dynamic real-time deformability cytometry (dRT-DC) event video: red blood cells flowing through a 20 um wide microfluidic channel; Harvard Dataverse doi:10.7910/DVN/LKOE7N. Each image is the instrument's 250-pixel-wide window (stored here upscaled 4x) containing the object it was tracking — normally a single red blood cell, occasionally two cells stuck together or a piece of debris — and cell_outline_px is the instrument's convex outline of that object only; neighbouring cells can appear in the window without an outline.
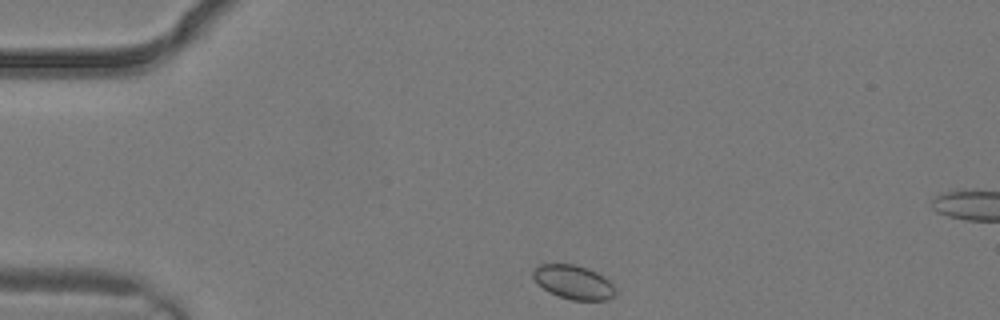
{"species": "common noctule bat (a hibernating species)", "species_latin": "Nyctalus noctula", "temperature_condition": "warm", "stored_images_in_passage": 2, "camera_frame_rate_fps": 3000, "um_per_image_px": 0.085, "animal": {"sex": "male", "body_mass_g": 19.2, "forearm_length_mm": 51.8}, "frame": {"image": 1, "passage_image": 2, "time_ms": 0.333, "image_size_px": [1000, 320], "cell_outline_px": [[616, 292], [612, 296], [604, 300], [572, 300], [548, 292], [532, 276], [532, 268], [540, 264], [576, 264], [588, 268], [604, 276], [612, 284]], "centroid_in_image_um": [48.73, 23.96], "position_along_channel_um": 36.3, "area_um2": 16.18}}